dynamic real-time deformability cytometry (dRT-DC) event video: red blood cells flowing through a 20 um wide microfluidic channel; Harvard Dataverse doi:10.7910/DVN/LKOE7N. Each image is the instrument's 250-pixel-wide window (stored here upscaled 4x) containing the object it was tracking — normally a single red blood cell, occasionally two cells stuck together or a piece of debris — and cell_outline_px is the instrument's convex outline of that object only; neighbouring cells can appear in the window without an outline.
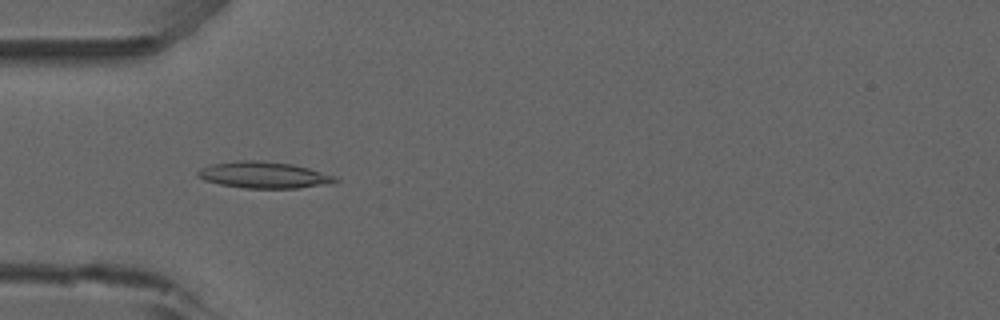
{"species": "common noctule bat (a hibernating species)", "species_latin": "Nyctalus noctula", "temperature_condition": "room temperature", "stored_images_in_passage": 52, "camera_frame_rate_fps": 3000, "um_per_image_px": 0.085, "animal": {"sex": "male", "forearm_length_mm": 52.5}, "frame": {"image": 1, "passage_image": 16, "time_ms": 5.0, "image_size_px": [1000, 320], "cell_outline_px": [[340, 180], [332, 184], [300, 188], [244, 188], [220, 184], [204, 180], [196, 176], [196, 172], [200, 168], [212, 164], [236, 160], [260, 160], [292, 164], [308, 168], [332, 176]], "centroid_in_image_um": [22.39, 14.87], "position_along_channel_um": 62.6, "area_um2": 21.27}}
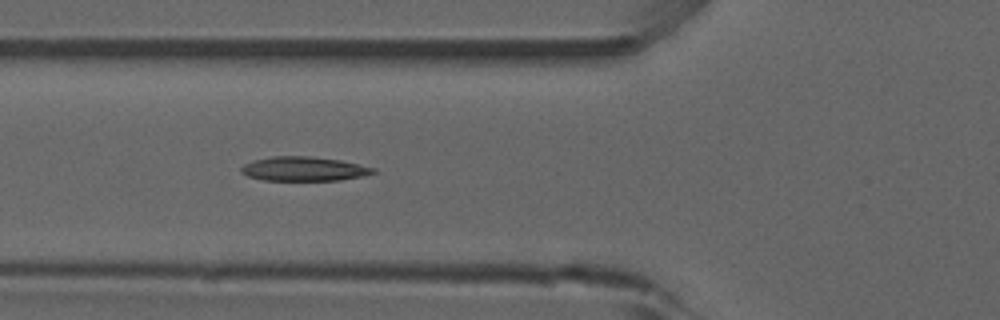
{"frame": {"image": 2, "passage_image": 19, "time_ms": 6.0, "image_size_px": [1000, 320], "cell_outline_px": [[376, 172], [364, 176], [340, 180], [264, 180], [248, 176], [240, 172], [240, 168], [244, 164], [252, 160], [272, 156], [312, 156], [340, 160], [376, 168]], "centroid_in_image_um": [25.82, 14.35], "position_along_channel_um": 100.0, "area_um2": 18.73}}
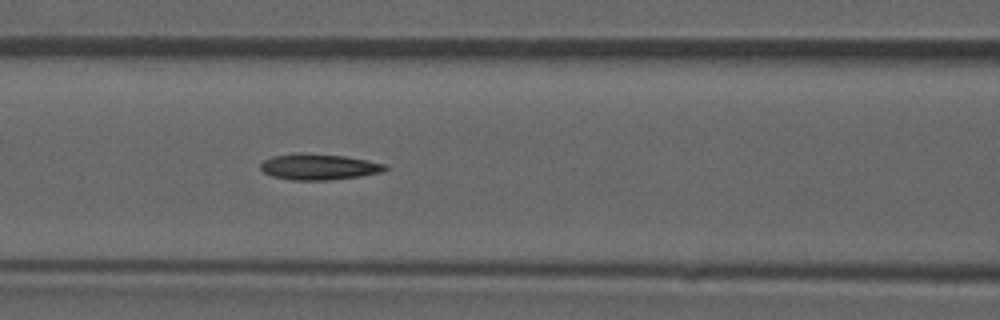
{"frame": {"image": 3, "passage_image": 22, "time_ms": 7.0, "image_size_px": [1000, 320], "cell_outline_px": [[388, 168], [384, 172], [360, 176], [328, 180], [292, 180], [272, 176], [264, 172], [260, 168], [260, 164], [264, 160], [272, 156], [296, 152], [304, 152], [344, 156], [388, 164]], "centroid_in_image_um": [27.11, 14.17], "position_along_channel_um": 139.5, "area_um2": 19.07}, "authors_computed_cell_mechanics": {"area_um2": 18.7272, "velocity_mm_per_s": 3.9159, "shape_relaxation_time_tau1_ms": null, "shape_relaxation_time_tau2_ms": 3.8184, "deformation_change_tau1": null, "deformation_change_tau2": 0.1193}}